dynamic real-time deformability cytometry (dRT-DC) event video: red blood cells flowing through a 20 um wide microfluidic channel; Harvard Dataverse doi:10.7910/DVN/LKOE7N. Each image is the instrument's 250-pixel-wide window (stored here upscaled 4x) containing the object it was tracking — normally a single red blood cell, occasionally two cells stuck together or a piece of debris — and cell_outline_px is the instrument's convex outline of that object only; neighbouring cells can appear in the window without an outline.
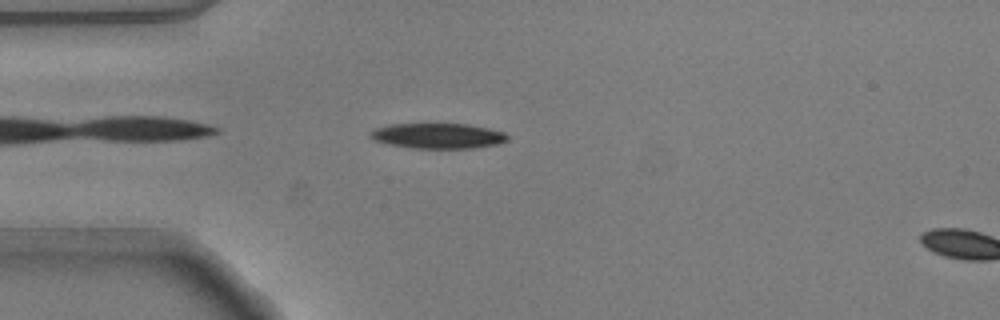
{"species": "common noctule bat (a hibernating species)", "species_latin": "Nyctalus noctula", "temperature_condition": "warm", "stored_images_in_passage": 5, "camera_frame_rate_fps": 3000, "um_per_image_px": 0.085, "animal": {"sex": "male", "body_mass_g": 20.5, "forearm_length_mm": 52.5}, "frame": {"image": 1, "passage_image": 3, "time_ms": 0.667, "image_size_px": [1000, 320], "cell_outline_px": [[508, 140], [500, 144], [472, 148], [412, 148], [388, 144], [372, 140], [368, 136], [368, 132], [376, 128], [388, 124], [468, 124], [488, 128], [504, 132], [508, 136]], "centroid_in_image_um": [37.19, 11.55], "position_along_channel_um": 47.8, "area_um2": 20.4}}